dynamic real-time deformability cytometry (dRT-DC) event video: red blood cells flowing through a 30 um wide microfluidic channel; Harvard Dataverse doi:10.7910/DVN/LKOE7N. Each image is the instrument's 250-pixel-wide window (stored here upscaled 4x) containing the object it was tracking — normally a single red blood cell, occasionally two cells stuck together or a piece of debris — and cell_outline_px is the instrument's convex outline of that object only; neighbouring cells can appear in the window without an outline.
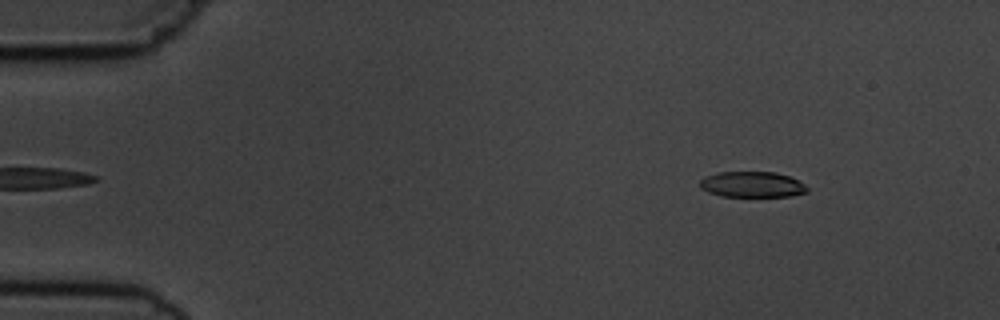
{"species": "common noctule bat (a hibernating species)", "species_latin": "Nyctalus noctula", "temperature_condition": "cold", "stored_images_in_passage": 5, "segment_of_instrument_passage": [2, 2], "camera_frame_rate_fps": 3000, "um_per_image_px": 0.085, "animal": {"sex": "male", "body_mass_g": 19.5, "forearm_length_mm": 54.6}, "frame": {"image": 1, "passage_image": 5, "time_ms": 5.667, "image_size_px": [1000, 320], "cell_outline_px": [[808, 192], [792, 196], [720, 196], [708, 192], [700, 188], [700, 180], [704, 176], [720, 172], [776, 172], [800, 180], [808, 188]], "centroid_in_image_um": [63.94, 15.68], "position_along_channel_um": 21.1, "area_um2": 16.18}}